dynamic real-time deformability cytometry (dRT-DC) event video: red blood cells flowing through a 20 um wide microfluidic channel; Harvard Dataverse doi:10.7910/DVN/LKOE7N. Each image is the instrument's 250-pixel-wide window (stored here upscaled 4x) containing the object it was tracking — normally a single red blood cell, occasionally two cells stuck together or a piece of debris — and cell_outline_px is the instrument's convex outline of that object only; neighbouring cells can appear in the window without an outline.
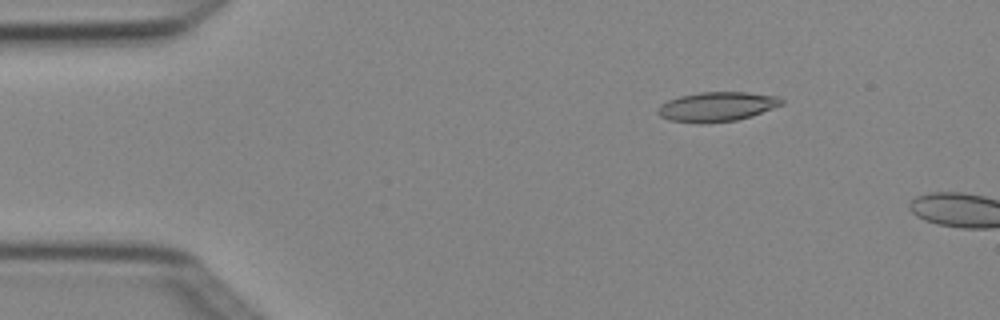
{"species": "Egyptian fruit bat (a non-hibernating species)", "species_latin": "Rousettus aegyptiacus", "temperature_condition": "cold", "stored_images_in_passage": 3, "camera_frame_rate_fps": 3000, "um_per_image_px": 0.085, "animal": {"sex": "female"}, "frame": {"image": 1, "passage_image": 2, "time_ms": 0.333, "image_size_px": [1000, 320], "cell_outline_px": [[784, 104], [752, 116], [736, 120], [668, 120], [660, 116], [656, 112], [656, 108], [660, 104], [668, 100], [680, 96], [700, 92], [748, 92], [780, 96], [784, 100]], "centroid_in_image_um": [61.0, 9.01], "position_along_channel_um": 24.0, "area_um2": 20.63}}